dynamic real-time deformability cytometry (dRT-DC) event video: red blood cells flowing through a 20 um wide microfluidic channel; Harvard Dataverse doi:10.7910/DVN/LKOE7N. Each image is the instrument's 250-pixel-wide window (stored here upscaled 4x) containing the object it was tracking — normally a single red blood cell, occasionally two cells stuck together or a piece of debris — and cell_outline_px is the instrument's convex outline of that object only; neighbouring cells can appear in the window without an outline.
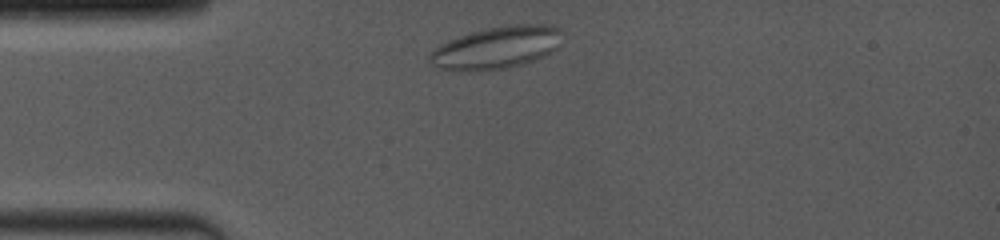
{"species": "common noctule bat (a hibernating species)", "species_latin": "Nyctalus noctula", "temperature_condition": "room temperature", "stored_images_in_passage": 61, "camera_frame_rate_fps": 4000, "um_per_image_px": 0.085, "animal": {"sex": "female", "body_mass_g": 19.0, "forearm_length_mm": 53.3}, "frame": {"image": 1, "passage_image": 6, "time_ms": 0.5, "image_size_px": [1000, 240], "cell_outline_px": [[560, 44], [548, 52], [532, 60], [520, 64], [504, 68], [480, 72], [464, 72], [440, 68], [432, 64], [428, 60], [428, 56], [440, 44], [448, 40], [472, 32], [488, 28], [508, 24], [552, 24], [560, 28]], "centroid_in_image_um": [42.16, 4.05], "position_along_channel_um": 42.8, "area_um2": 32.48}}
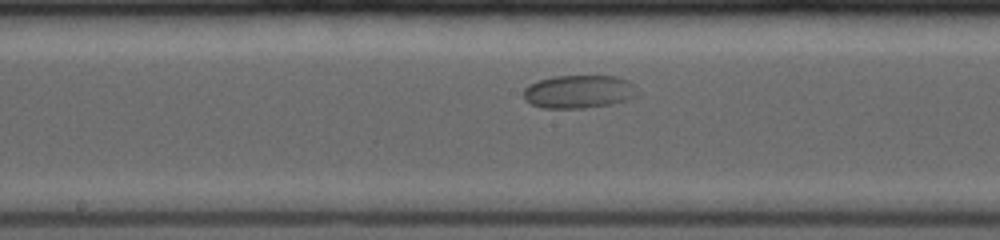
{"frame": {"image": 2, "passage_image": 32, "time_ms": 5.25, "image_size_px": [1000, 240], "cell_outline_px": [[640, 96], [628, 100], [612, 104], [584, 108], [544, 108], [532, 104], [524, 100], [524, 88], [528, 84], [552, 76], [616, 76], [628, 80], [640, 92]], "centroid_in_image_um": [49.24, 7.79], "position_along_channel_um": 199.0, "area_um2": 22.31}}
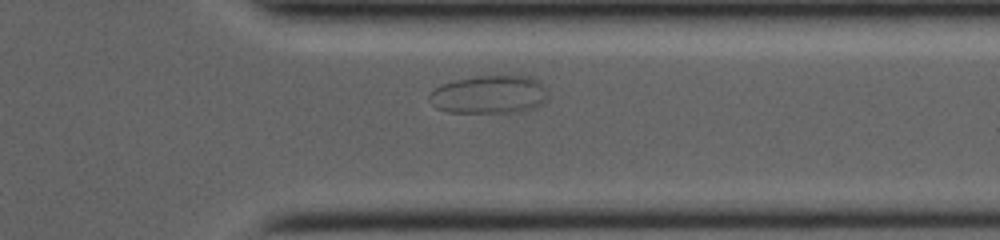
{"frame": {"image": 3, "passage_image": 54, "time_ms": 9.75, "image_size_px": [1000, 240], "cell_outline_px": [[544, 104], [536, 108], [524, 112], [448, 112], [436, 108], [432, 104], [428, 96], [440, 84], [456, 80], [476, 76], [528, 76], [544, 84]], "centroid_in_image_um": [41.58, 8.05], "position_along_channel_um": 369.8, "area_um2": 26.3}}